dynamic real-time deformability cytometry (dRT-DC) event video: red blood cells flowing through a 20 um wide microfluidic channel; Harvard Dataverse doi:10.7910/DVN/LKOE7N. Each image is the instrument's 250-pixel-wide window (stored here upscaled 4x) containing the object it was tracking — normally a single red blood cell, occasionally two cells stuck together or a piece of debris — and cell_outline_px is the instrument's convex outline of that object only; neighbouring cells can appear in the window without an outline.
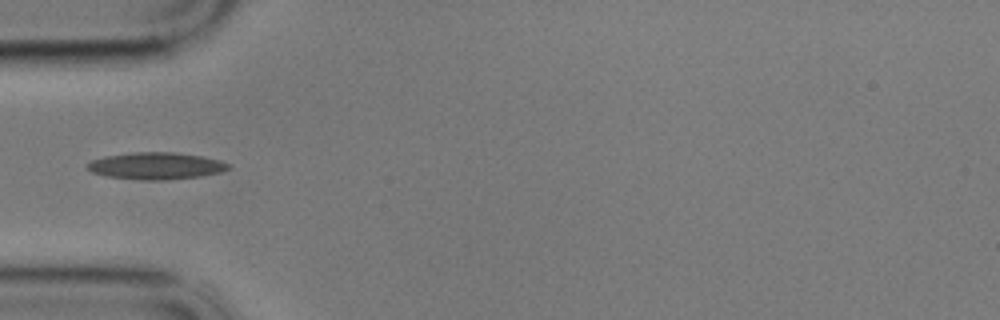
{"species": "common noctule bat (a hibernating species)", "species_latin": "Nyctalus noctula", "temperature_condition": "cold", "stored_images_in_passage": 5, "camera_frame_rate_fps": 3000, "um_per_image_px": 0.085, "animal": {"sex": "male", "body_mass_g": 17.9}, "frame": {"image": 1, "passage_image": 1, "time_ms": 0.0, "image_size_px": [1000, 320], "cell_outline_px": [[232, 168], [220, 172], [200, 176], [164, 180], [140, 180], [108, 176], [92, 172], [84, 168], [84, 164], [92, 160], [104, 156], [136, 152], [172, 152], [200, 156], [220, 160], [228, 164]], "centroid_in_image_um": [13.22, 14.1], "position_along_channel_um": 71.8, "area_um2": 22.14}}
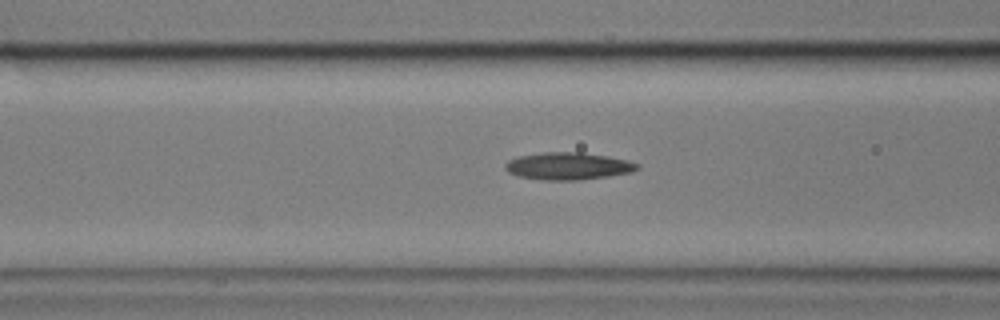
{"frame": {"image": 2, "passage_image": 5, "time_ms": 1.333, "image_size_px": [1000, 320], "cell_outline_px": [[640, 168], [632, 172], [608, 176], [580, 180], [540, 180], [520, 176], [508, 172], [504, 168], [504, 164], [508, 160], [520, 156], [544, 152], [580, 152], [608, 156], [628, 160], [640, 164]], "centroid_in_image_um": [48.31, 14.12], "position_along_channel_um": 118.3, "area_um2": 21.1}}